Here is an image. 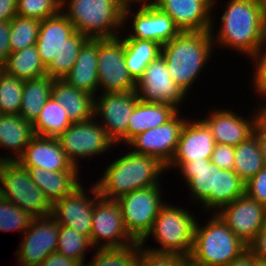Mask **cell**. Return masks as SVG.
Returning <instances> with one entry per match:
<instances>
[{
  "label": "cell",
  "mask_w": 266,
  "mask_h": 266,
  "mask_svg": "<svg viewBox=\"0 0 266 266\" xmlns=\"http://www.w3.org/2000/svg\"><path fill=\"white\" fill-rule=\"evenodd\" d=\"M226 3L218 19L219 28L214 27L216 19L212 13L210 33L214 48L234 50L249 58L264 42L265 17L260 0H228Z\"/></svg>",
  "instance_id": "1"
},
{
  "label": "cell",
  "mask_w": 266,
  "mask_h": 266,
  "mask_svg": "<svg viewBox=\"0 0 266 266\" xmlns=\"http://www.w3.org/2000/svg\"><path fill=\"white\" fill-rule=\"evenodd\" d=\"M123 153L107 166L102 177L94 181L100 197L116 200L120 196L134 190L160 185L166 166L157 158L135 153L128 147ZM113 161V162H112Z\"/></svg>",
  "instance_id": "2"
},
{
  "label": "cell",
  "mask_w": 266,
  "mask_h": 266,
  "mask_svg": "<svg viewBox=\"0 0 266 266\" xmlns=\"http://www.w3.org/2000/svg\"><path fill=\"white\" fill-rule=\"evenodd\" d=\"M214 49L210 31L180 32L161 46L171 78L187 96L203 70H208Z\"/></svg>",
  "instance_id": "3"
},
{
  "label": "cell",
  "mask_w": 266,
  "mask_h": 266,
  "mask_svg": "<svg viewBox=\"0 0 266 266\" xmlns=\"http://www.w3.org/2000/svg\"><path fill=\"white\" fill-rule=\"evenodd\" d=\"M208 215L204 225L196 222L189 266H227L248 249L217 213Z\"/></svg>",
  "instance_id": "4"
},
{
  "label": "cell",
  "mask_w": 266,
  "mask_h": 266,
  "mask_svg": "<svg viewBox=\"0 0 266 266\" xmlns=\"http://www.w3.org/2000/svg\"><path fill=\"white\" fill-rule=\"evenodd\" d=\"M124 6L118 0H61V11L89 39H110L123 32Z\"/></svg>",
  "instance_id": "5"
},
{
  "label": "cell",
  "mask_w": 266,
  "mask_h": 266,
  "mask_svg": "<svg viewBox=\"0 0 266 266\" xmlns=\"http://www.w3.org/2000/svg\"><path fill=\"white\" fill-rule=\"evenodd\" d=\"M194 215L192 210L190 212L186 207L176 206L167 201L160 208L151 231L140 242L141 247L155 253L176 254L189 258L197 222ZM149 237H153L160 247L147 246Z\"/></svg>",
  "instance_id": "6"
},
{
  "label": "cell",
  "mask_w": 266,
  "mask_h": 266,
  "mask_svg": "<svg viewBox=\"0 0 266 266\" xmlns=\"http://www.w3.org/2000/svg\"><path fill=\"white\" fill-rule=\"evenodd\" d=\"M0 196L32 217L52 215V204L17 161H0Z\"/></svg>",
  "instance_id": "7"
},
{
  "label": "cell",
  "mask_w": 266,
  "mask_h": 266,
  "mask_svg": "<svg viewBox=\"0 0 266 266\" xmlns=\"http://www.w3.org/2000/svg\"><path fill=\"white\" fill-rule=\"evenodd\" d=\"M161 185L134 190L116 199L125 227L138 243L151 231L160 208L167 202Z\"/></svg>",
  "instance_id": "8"
},
{
  "label": "cell",
  "mask_w": 266,
  "mask_h": 266,
  "mask_svg": "<svg viewBox=\"0 0 266 266\" xmlns=\"http://www.w3.org/2000/svg\"><path fill=\"white\" fill-rule=\"evenodd\" d=\"M57 139L70 162L78 169L81 167V160H92L93 157L116 148V144L94 117L72 123Z\"/></svg>",
  "instance_id": "9"
},
{
  "label": "cell",
  "mask_w": 266,
  "mask_h": 266,
  "mask_svg": "<svg viewBox=\"0 0 266 266\" xmlns=\"http://www.w3.org/2000/svg\"><path fill=\"white\" fill-rule=\"evenodd\" d=\"M134 8H136L135 5L124 6L123 33L126 30L129 34L123 35L121 33L120 37L122 39L152 40L163 46L181 32L173 19L152 2L141 4L139 8L137 5V10ZM129 23L131 26L127 28L126 25Z\"/></svg>",
  "instance_id": "10"
},
{
  "label": "cell",
  "mask_w": 266,
  "mask_h": 266,
  "mask_svg": "<svg viewBox=\"0 0 266 266\" xmlns=\"http://www.w3.org/2000/svg\"><path fill=\"white\" fill-rule=\"evenodd\" d=\"M90 240L94 249L123 248L138 243L125 227L119 203L102 197L93 206Z\"/></svg>",
  "instance_id": "11"
},
{
  "label": "cell",
  "mask_w": 266,
  "mask_h": 266,
  "mask_svg": "<svg viewBox=\"0 0 266 266\" xmlns=\"http://www.w3.org/2000/svg\"><path fill=\"white\" fill-rule=\"evenodd\" d=\"M97 65L100 93L136 91V81L126 67L124 40L120 36L98 39Z\"/></svg>",
  "instance_id": "12"
},
{
  "label": "cell",
  "mask_w": 266,
  "mask_h": 266,
  "mask_svg": "<svg viewBox=\"0 0 266 266\" xmlns=\"http://www.w3.org/2000/svg\"><path fill=\"white\" fill-rule=\"evenodd\" d=\"M138 100L136 91L98 92L95 96L94 118L98 120L116 146L123 144L127 148L128 123Z\"/></svg>",
  "instance_id": "13"
},
{
  "label": "cell",
  "mask_w": 266,
  "mask_h": 266,
  "mask_svg": "<svg viewBox=\"0 0 266 266\" xmlns=\"http://www.w3.org/2000/svg\"><path fill=\"white\" fill-rule=\"evenodd\" d=\"M20 245L14 253L19 266H39L56 251L59 224L52 215L33 217L29 228L22 234Z\"/></svg>",
  "instance_id": "14"
},
{
  "label": "cell",
  "mask_w": 266,
  "mask_h": 266,
  "mask_svg": "<svg viewBox=\"0 0 266 266\" xmlns=\"http://www.w3.org/2000/svg\"><path fill=\"white\" fill-rule=\"evenodd\" d=\"M136 92L143 102L166 103L181 110L187 96L171 78L162 55L149 63L136 82ZM186 99V100H185Z\"/></svg>",
  "instance_id": "15"
},
{
  "label": "cell",
  "mask_w": 266,
  "mask_h": 266,
  "mask_svg": "<svg viewBox=\"0 0 266 266\" xmlns=\"http://www.w3.org/2000/svg\"><path fill=\"white\" fill-rule=\"evenodd\" d=\"M89 185L87 190L82 183L71 194L56 201L52 205V216L59 225L70 227L90 238L93 206L100 194L94 182Z\"/></svg>",
  "instance_id": "16"
},
{
  "label": "cell",
  "mask_w": 266,
  "mask_h": 266,
  "mask_svg": "<svg viewBox=\"0 0 266 266\" xmlns=\"http://www.w3.org/2000/svg\"><path fill=\"white\" fill-rule=\"evenodd\" d=\"M182 113L178 111L165 124L138 134L127 146L133 152L153 156L167 166L175 155L182 127L188 119Z\"/></svg>",
  "instance_id": "17"
},
{
  "label": "cell",
  "mask_w": 266,
  "mask_h": 266,
  "mask_svg": "<svg viewBox=\"0 0 266 266\" xmlns=\"http://www.w3.org/2000/svg\"><path fill=\"white\" fill-rule=\"evenodd\" d=\"M252 111L249 117H244L240 113L230 108H210L208 115L200 118L210 129L215 143L237 146L254 133L255 127L261 119V109L259 107ZM215 109V110H214ZM251 115V116H250Z\"/></svg>",
  "instance_id": "18"
},
{
  "label": "cell",
  "mask_w": 266,
  "mask_h": 266,
  "mask_svg": "<svg viewBox=\"0 0 266 266\" xmlns=\"http://www.w3.org/2000/svg\"><path fill=\"white\" fill-rule=\"evenodd\" d=\"M217 214L247 246L266 223V206L246 194L223 206Z\"/></svg>",
  "instance_id": "19"
},
{
  "label": "cell",
  "mask_w": 266,
  "mask_h": 266,
  "mask_svg": "<svg viewBox=\"0 0 266 266\" xmlns=\"http://www.w3.org/2000/svg\"><path fill=\"white\" fill-rule=\"evenodd\" d=\"M218 0H152L162 12L168 14L181 32L210 31L212 12Z\"/></svg>",
  "instance_id": "20"
},
{
  "label": "cell",
  "mask_w": 266,
  "mask_h": 266,
  "mask_svg": "<svg viewBox=\"0 0 266 266\" xmlns=\"http://www.w3.org/2000/svg\"><path fill=\"white\" fill-rule=\"evenodd\" d=\"M217 166L210 158L191 162H170L167 171H178L188 188L190 201L200 205L201 211L211 212V191H214L215 171ZM171 169V170H170Z\"/></svg>",
  "instance_id": "21"
},
{
  "label": "cell",
  "mask_w": 266,
  "mask_h": 266,
  "mask_svg": "<svg viewBox=\"0 0 266 266\" xmlns=\"http://www.w3.org/2000/svg\"><path fill=\"white\" fill-rule=\"evenodd\" d=\"M23 167H37L54 172L81 171L66 156L57 138L34 136L16 160Z\"/></svg>",
  "instance_id": "22"
},
{
  "label": "cell",
  "mask_w": 266,
  "mask_h": 266,
  "mask_svg": "<svg viewBox=\"0 0 266 266\" xmlns=\"http://www.w3.org/2000/svg\"><path fill=\"white\" fill-rule=\"evenodd\" d=\"M194 119L188 116L185 121L171 162H191L211 158L216 145L214 137L199 117Z\"/></svg>",
  "instance_id": "23"
},
{
  "label": "cell",
  "mask_w": 266,
  "mask_h": 266,
  "mask_svg": "<svg viewBox=\"0 0 266 266\" xmlns=\"http://www.w3.org/2000/svg\"><path fill=\"white\" fill-rule=\"evenodd\" d=\"M75 32L72 22L61 10L41 20L36 46L45 67L61 52L66 40Z\"/></svg>",
  "instance_id": "24"
},
{
  "label": "cell",
  "mask_w": 266,
  "mask_h": 266,
  "mask_svg": "<svg viewBox=\"0 0 266 266\" xmlns=\"http://www.w3.org/2000/svg\"><path fill=\"white\" fill-rule=\"evenodd\" d=\"M98 39H89L81 48L73 68L63 80L89 94L98 93Z\"/></svg>",
  "instance_id": "25"
},
{
  "label": "cell",
  "mask_w": 266,
  "mask_h": 266,
  "mask_svg": "<svg viewBox=\"0 0 266 266\" xmlns=\"http://www.w3.org/2000/svg\"><path fill=\"white\" fill-rule=\"evenodd\" d=\"M34 136L31 122L25 121L20 115L1 114L0 149L3 147L8 153H3L4 156L0 154V161H16Z\"/></svg>",
  "instance_id": "26"
},
{
  "label": "cell",
  "mask_w": 266,
  "mask_h": 266,
  "mask_svg": "<svg viewBox=\"0 0 266 266\" xmlns=\"http://www.w3.org/2000/svg\"><path fill=\"white\" fill-rule=\"evenodd\" d=\"M51 96L66 109L72 123L94 117L95 95L76 89L63 79H54Z\"/></svg>",
  "instance_id": "27"
},
{
  "label": "cell",
  "mask_w": 266,
  "mask_h": 266,
  "mask_svg": "<svg viewBox=\"0 0 266 266\" xmlns=\"http://www.w3.org/2000/svg\"><path fill=\"white\" fill-rule=\"evenodd\" d=\"M31 175L32 181L41 189L53 205L63 196L71 194L83 183L80 171L54 172L37 167H24ZM80 177V178H79Z\"/></svg>",
  "instance_id": "28"
},
{
  "label": "cell",
  "mask_w": 266,
  "mask_h": 266,
  "mask_svg": "<svg viewBox=\"0 0 266 266\" xmlns=\"http://www.w3.org/2000/svg\"><path fill=\"white\" fill-rule=\"evenodd\" d=\"M178 110L166 103H148L138 100L127 128V144L138 134L169 121Z\"/></svg>",
  "instance_id": "29"
},
{
  "label": "cell",
  "mask_w": 266,
  "mask_h": 266,
  "mask_svg": "<svg viewBox=\"0 0 266 266\" xmlns=\"http://www.w3.org/2000/svg\"><path fill=\"white\" fill-rule=\"evenodd\" d=\"M53 82L54 79L47 75L24 80L19 115L25 121L33 124L38 118L40 111L51 96Z\"/></svg>",
  "instance_id": "30"
},
{
  "label": "cell",
  "mask_w": 266,
  "mask_h": 266,
  "mask_svg": "<svg viewBox=\"0 0 266 266\" xmlns=\"http://www.w3.org/2000/svg\"><path fill=\"white\" fill-rule=\"evenodd\" d=\"M2 71L23 80L46 76V67L41 61L36 44L17 52H11Z\"/></svg>",
  "instance_id": "31"
},
{
  "label": "cell",
  "mask_w": 266,
  "mask_h": 266,
  "mask_svg": "<svg viewBox=\"0 0 266 266\" xmlns=\"http://www.w3.org/2000/svg\"><path fill=\"white\" fill-rule=\"evenodd\" d=\"M125 63L129 74L137 82L150 62L161 55V45L146 39H123Z\"/></svg>",
  "instance_id": "32"
},
{
  "label": "cell",
  "mask_w": 266,
  "mask_h": 266,
  "mask_svg": "<svg viewBox=\"0 0 266 266\" xmlns=\"http://www.w3.org/2000/svg\"><path fill=\"white\" fill-rule=\"evenodd\" d=\"M244 194L245 182L234 170L217 168L214 191H211V213H217L223 206L230 204Z\"/></svg>",
  "instance_id": "33"
},
{
  "label": "cell",
  "mask_w": 266,
  "mask_h": 266,
  "mask_svg": "<svg viewBox=\"0 0 266 266\" xmlns=\"http://www.w3.org/2000/svg\"><path fill=\"white\" fill-rule=\"evenodd\" d=\"M71 124L66 109L50 96L32 125L36 136L58 138Z\"/></svg>",
  "instance_id": "34"
},
{
  "label": "cell",
  "mask_w": 266,
  "mask_h": 266,
  "mask_svg": "<svg viewBox=\"0 0 266 266\" xmlns=\"http://www.w3.org/2000/svg\"><path fill=\"white\" fill-rule=\"evenodd\" d=\"M234 155V171L245 183L265 166L255 133L234 147Z\"/></svg>",
  "instance_id": "35"
},
{
  "label": "cell",
  "mask_w": 266,
  "mask_h": 266,
  "mask_svg": "<svg viewBox=\"0 0 266 266\" xmlns=\"http://www.w3.org/2000/svg\"><path fill=\"white\" fill-rule=\"evenodd\" d=\"M88 40L89 38L76 31L66 40L61 52L46 66V75L53 79H63L75 65L82 46Z\"/></svg>",
  "instance_id": "36"
},
{
  "label": "cell",
  "mask_w": 266,
  "mask_h": 266,
  "mask_svg": "<svg viewBox=\"0 0 266 266\" xmlns=\"http://www.w3.org/2000/svg\"><path fill=\"white\" fill-rule=\"evenodd\" d=\"M90 250L93 252L95 249L88 236L70 227L59 225V236L56 248L58 253L84 265L87 261L85 260L87 256L86 252Z\"/></svg>",
  "instance_id": "37"
},
{
  "label": "cell",
  "mask_w": 266,
  "mask_h": 266,
  "mask_svg": "<svg viewBox=\"0 0 266 266\" xmlns=\"http://www.w3.org/2000/svg\"><path fill=\"white\" fill-rule=\"evenodd\" d=\"M140 243L123 248L95 249L90 262L83 266H137L140 257Z\"/></svg>",
  "instance_id": "38"
},
{
  "label": "cell",
  "mask_w": 266,
  "mask_h": 266,
  "mask_svg": "<svg viewBox=\"0 0 266 266\" xmlns=\"http://www.w3.org/2000/svg\"><path fill=\"white\" fill-rule=\"evenodd\" d=\"M41 20L16 15L10 21L9 44L11 52L36 44Z\"/></svg>",
  "instance_id": "39"
},
{
  "label": "cell",
  "mask_w": 266,
  "mask_h": 266,
  "mask_svg": "<svg viewBox=\"0 0 266 266\" xmlns=\"http://www.w3.org/2000/svg\"><path fill=\"white\" fill-rule=\"evenodd\" d=\"M24 80L0 73V114L19 115Z\"/></svg>",
  "instance_id": "40"
},
{
  "label": "cell",
  "mask_w": 266,
  "mask_h": 266,
  "mask_svg": "<svg viewBox=\"0 0 266 266\" xmlns=\"http://www.w3.org/2000/svg\"><path fill=\"white\" fill-rule=\"evenodd\" d=\"M33 217L18 206L0 196V232H19L29 228Z\"/></svg>",
  "instance_id": "41"
},
{
  "label": "cell",
  "mask_w": 266,
  "mask_h": 266,
  "mask_svg": "<svg viewBox=\"0 0 266 266\" xmlns=\"http://www.w3.org/2000/svg\"><path fill=\"white\" fill-rule=\"evenodd\" d=\"M61 10V0H18L17 15L44 20Z\"/></svg>",
  "instance_id": "42"
},
{
  "label": "cell",
  "mask_w": 266,
  "mask_h": 266,
  "mask_svg": "<svg viewBox=\"0 0 266 266\" xmlns=\"http://www.w3.org/2000/svg\"><path fill=\"white\" fill-rule=\"evenodd\" d=\"M253 65L252 90L255 95H259L258 100L266 98V42L264 41L255 52L248 58ZM254 62V63H253Z\"/></svg>",
  "instance_id": "43"
},
{
  "label": "cell",
  "mask_w": 266,
  "mask_h": 266,
  "mask_svg": "<svg viewBox=\"0 0 266 266\" xmlns=\"http://www.w3.org/2000/svg\"><path fill=\"white\" fill-rule=\"evenodd\" d=\"M137 266H189V262L185 256L155 253L141 248Z\"/></svg>",
  "instance_id": "44"
},
{
  "label": "cell",
  "mask_w": 266,
  "mask_h": 266,
  "mask_svg": "<svg viewBox=\"0 0 266 266\" xmlns=\"http://www.w3.org/2000/svg\"><path fill=\"white\" fill-rule=\"evenodd\" d=\"M245 194L266 206V166L245 183Z\"/></svg>",
  "instance_id": "45"
},
{
  "label": "cell",
  "mask_w": 266,
  "mask_h": 266,
  "mask_svg": "<svg viewBox=\"0 0 266 266\" xmlns=\"http://www.w3.org/2000/svg\"><path fill=\"white\" fill-rule=\"evenodd\" d=\"M210 159L211 162L220 169L234 170V147L226 144L216 143Z\"/></svg>",
  "instance_id": "46"
},
{
  "label": "cell",
  "mask_w": 266,
  "mask_h": 266,
  "mask_svg": "<svg viewBox=\"0 0 266 266\" xmlns=\"http://www.w3.org/2000/svg\"><path fill=\"white\" fill-rule=\"evenodd\" d=\"M248 250L258 259L266 261V223L248 245Z\"/></svg>",
  "instance_id": "47"
},
{
  "label": "cell",
  "mask_w": 266,
  "mask_h": 266,
  "mask_svg": "<svg viewBox=\"0 0 266 266\" xmlns=\"http://www.w3.org/2000/svg\"><path fill=\"white\" fill-rule=\"evenodd\" d=\"M10 22H0V66H2L11 53L10 44Z\"/></svg>",
  "instance_id": "48"
},
{
  "label": "cell",
  "mask_w": 266,
  "mask_h": 266,
  "mask_svg": "<svg viewBox=\"0 0 266 266\" xmlns=\"http://www.w3.org/2000/svg\"><path fill=\"white\" fill-rule=\"evenodd\" d=\"M39 266H83L72 258L61 255L57 251L48 255Z\"/></svg>",
  "instance_id": "49"
},
{
  "label": "cell",
  "mask_w": 266,
  "mask_h": 266,
  "mask_svg": "<svg viewBox=\"0 0 266 266\" xmlns=\"http://www.w3.org/2000/svg\"><path fill=\"white\" fill-rule=\"evenodd\" d=\"M18 0H0V22H10L17 15Z\"/></svg>",
  "instance_id": "50"
},
{
  "label": "cell",
  "mask_w": 266,
  "mask_h": 266,
  "mask_svg": "<svg viewBox=\"0 0 266 266\" xmlns=\"http://www.w3.org/2000/svg\"><path fill=\"white\" fill-rule=\"evenodd\" d=\"M254 133L258 136V141L261 146L264 164L266 166V123L260 119L257 123Z\"/></svg>",
  "instance_id": "51"
},
{
  "label": "cell",
  "mask_w": 266,
  "mask_h": 266,
  "mask_svg": "<svg viewBox=\"0 0 266 266\" xmlns=\"http://www.w3.org/2000/svg\"><path fill=\"white\" fill-rule=\"evenodd\" d=\"M227 266H253V254L247 249Z\"/></svg>",
  "instance_id": "52"
},
{
  "label": "cell",
  "mask_w": 266,
  "mask_h": 266,
  "mask_svg": "<svg viewBox=\"0 0 266 266\" xmlns=\"http://www.w3.org/2000/svg\"><path fill=\"white\" fill-rule=\"evenodd\" d=\"M123 6L127 5H141L146 4L148 2H152V0H118Z\"/></svg>",
  "instance_id": "53"
},
{
  "label": "cell",
  "mask_w": 266,
  "mask_h": 266,
  "mask_svg": "<svg viewBox=\"0 0 266 266\" xmlns=\"http://www.w3.org/2000/svg\"><path fill=\"white\" fill-rule=\"evenodd\" d=\"M264 100H266V98H264ZM266 101H264L263 103L257 104V106H260L261 109V119L266 123Z\"/></svg>",
  "instance_id": "54"
},
{
  "label": "cell",
  "mask_w": 266,
  "mask_h": 266,
  "mask_svg": "<svg viewBox=\"0 0 266 266\" xmlns=\"http://www.w3.org/2000/svg\"><path fill=\"white\" fill-rule=\"evenodd\" d=\"M253 266H266V261L260 260L253 255Z\"/></svg>",
  "instance_id": "55"
},
{
  "label": "cell",
  "mask_w": 266,
  "mask_h": 266,
  "mask_svg": "<svg viewBox=\"0 0 266 266\" xmlns=\"http://www.w3.org/2000/svg\"><path fill=\"white\" fill-rule=\"evenodd\" d=\"M260 5L264 14V17H266V0H260Z\"/></svg>",
  "instance_id": "56"
},
{
  "label": "cell",
  "mask_w": 266,
  "mask_h": 266,
  "mask_svg": "<svg viewBox=\"0 0 266 266\" xmlns=\"http://www.w3.org/2000/svg\"><path fill=\"white\" fill-rule=\"evenodd\" d=\"M264 41L266 42V17H265Z\"/></svg>",
  "instance_id": "57"
}]
</instances>
